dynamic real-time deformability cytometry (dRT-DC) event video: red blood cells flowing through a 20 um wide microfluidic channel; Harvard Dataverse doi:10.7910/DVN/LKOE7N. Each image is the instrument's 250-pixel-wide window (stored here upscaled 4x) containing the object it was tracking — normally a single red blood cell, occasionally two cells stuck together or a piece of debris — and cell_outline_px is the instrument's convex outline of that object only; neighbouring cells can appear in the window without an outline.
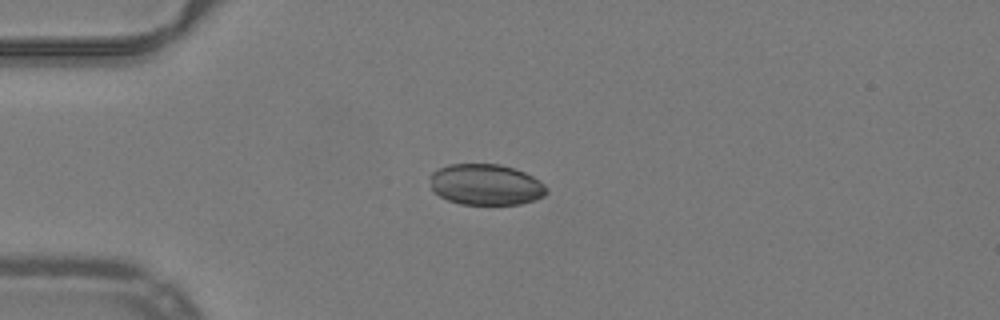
{"species": "common noctule bat (a hibernating species)", "species_latin": "Nyctalus noctula", "temperature_condition": "warm", "stored_images_in_passage": 40, "camera_frame_rate_fps": 3000, "um_per_image_px": 0.085, "animal": {"sex": "male", "body_mass_g": 19.2, "forearm_length_mm": 51.8}, "frame": {"image": 1, "passage_image": 2, "time_ms": 0.333, "image_size_px": [1000, 320], "cell_outline_px": [[548, 192], [544, 196], [536, 200], [520, 204], [460, 204], [448, 200], [432, 192], [428, 176], [432, 172], [448, 164], [500, 164], [524, 172], [540, 180], [548, 188]], "centroid_in_image_um": [41.28, 15.69], "position_along_channel_um": 43.7, "area_um2": 28.15}}
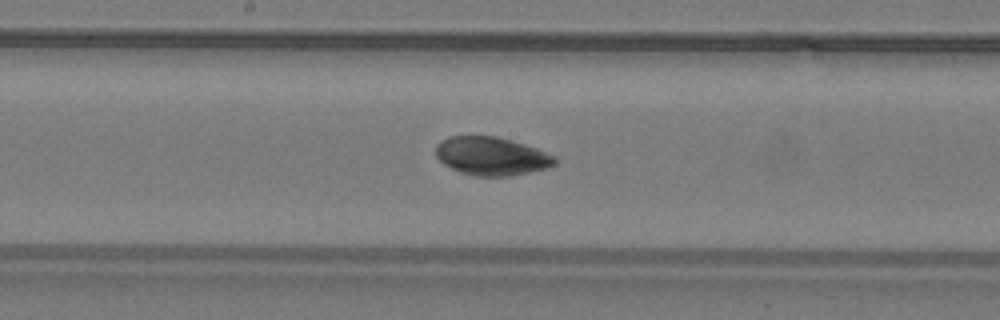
{"frame": {"image": 2, "passage_image": 16, "time_ms": 5.0, "image_size_px": [1000, 320], "cell_outline_px": [[556, 164], [544, 168], [528, 172], [508, 176], [472, 176], [460, 172], [444, 164], [436, 156], [436, 144], [440, 140], [448, 136], [496, 136], [524, 144], [536, 148], [556, 156]], "centroid_in_image_um": [41.75, 13.26], "position_along_channel_um": 206.5, "area_um2": 26.53}}
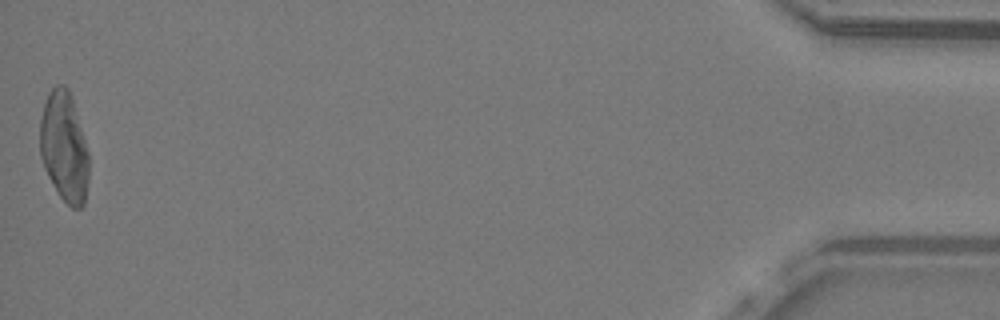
{"frame": {"image": 3, "passage_image": 40, "time_ms": 13.0, "image_size_px": [1000, 320], "cell_outline_px": [[88, 180], [84, 204], [80, 208], [72, 208], [60, 196], [48, 176], [44, 168], [40, 156], [40, 120], [44, 104], [48, 92], [56, 84], [64, 84], [68, 88], [72, 96], [88, 152]], "centroid_in_image_um": [5.44, 12.46], "position_along_channel_um": 429.8, "area_um2": 31.33}, "authors_computed_cell_mechanics": {"area_um2": 28.033, "velocity_mm_per_s": 4.0026, "shape_relaxation_time_tau1_ms": 7.5417, "shape_relaxation_time_tau2_ms": 1.6885, "deformation_change_tau1": 0.0895, "deformation_change_tau2": 0.0303}}